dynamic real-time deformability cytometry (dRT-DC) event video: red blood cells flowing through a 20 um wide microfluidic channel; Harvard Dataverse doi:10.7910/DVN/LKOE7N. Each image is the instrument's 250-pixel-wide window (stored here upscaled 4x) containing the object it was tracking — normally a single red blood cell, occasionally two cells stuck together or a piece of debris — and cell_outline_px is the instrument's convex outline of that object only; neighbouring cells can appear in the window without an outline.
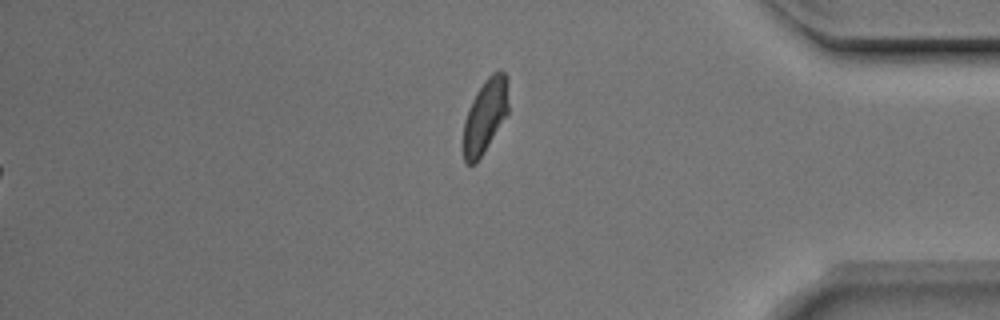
{"species": "Egyptian fruit bat (a non-hibernating species)", "species_latin": "Rousettus aegyptiacus", "temperature_condition": "room temperature", "stored_images_in_passage": 52, "segment_of_instrument_passage": [2, 2], "camera_frame_rate_fps": 3000, "um_per_image_px": 0.085, "animal": {"sex": "male"}, "frame": {"image": 1, "passage_image": 52, "time_ms": 17.0, "image_size_px": [1000, 320], "cell_outline_px": [[508, 112], [484, 152], [476, 164], [468, 164], [464, 160], [464, 120], [468, 108], [476, 92], [484, 80], [492, 72], [504, 72], [508, 76]], "centroid_in_image_um": [41.24, 9.82], "position_along_channel_um": 394.0, "area_um2": 19.36}}